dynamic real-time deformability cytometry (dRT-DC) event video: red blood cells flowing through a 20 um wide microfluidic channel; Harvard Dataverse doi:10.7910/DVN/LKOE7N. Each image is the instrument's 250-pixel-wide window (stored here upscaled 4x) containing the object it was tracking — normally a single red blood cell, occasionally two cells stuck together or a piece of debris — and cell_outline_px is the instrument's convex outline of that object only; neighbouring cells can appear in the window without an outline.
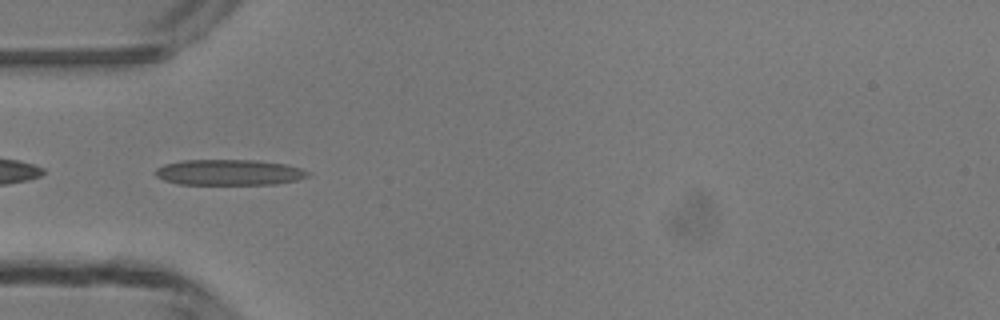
{"species": "common noctule bat (a hibernating species)", "species_latin": "Nyctalus noctula", "temperature_condition": "room temperature", "stored_images_in_passage": 48, "camera_frame_rate_fps": 3000, "um_per_image_px": 0.085, "animal": {"sex": "male", "body_mass_g": 13.3}, "frame": {"image": 1, "passage_image": 15, "time_ms": 4.667, "image_size_px": [1000, 320], "cell_outline_px": [[312, 172], [308, 176], [296, 180], [276, 184], [180, 184], [164, 180], [156, 176], [156, 168], [164, 164], [184, 160], [256, 160], [284, 164], [300, 168]], "centroid_in_image_um": [19.48, 14.65], "position_along_channel_um": 65.5, "area_um2": 22.77}}
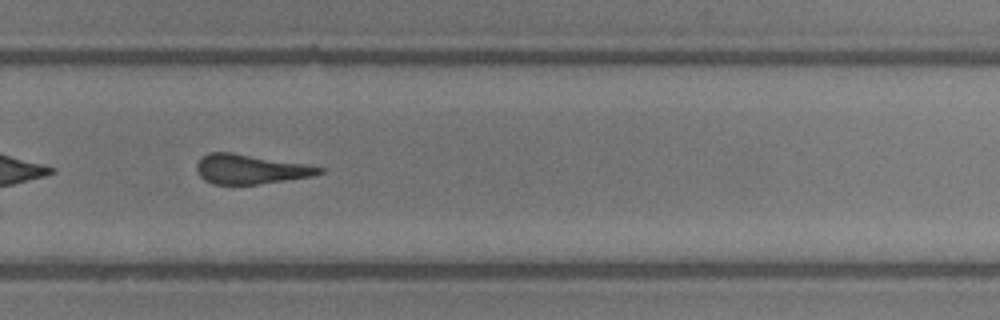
{"frame": {"image": 2, "passage_image": 32, "time_ms": 10.333, "image_size_px": [1000, 320], "cell_outline_px": [[324, 172], [312, 176], [260, 184], [212, 184], [204, 180], [200, 176], [196, 168], [196, 164], [208, 152], [232, 152], [308, 164], [324, 168]], "centroid_in_image_um": [21.3, 14.37], "position_along_channel_um": 308.5, "area_um2": 21.15}}
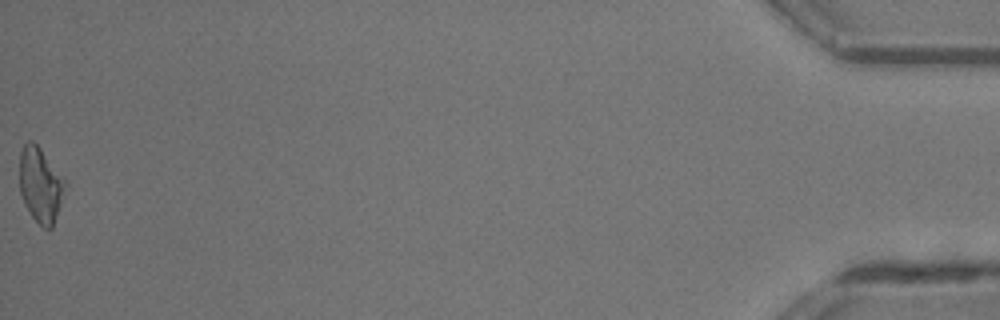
{"frame": {"image": 3, "passage_image": 48, "time_ms": 15.667, "image_size_px": [1000, 320], "cell_outline_px": [[68, 184], [52, 228], [44, 228], [32, 216], [24, 204], [20, 192], [20, 152], [24, 144], [28, 140], [32, 140], [40, 148]], "centroid_in_image_um": [3.44, 15.71], "position_along_channel_um": 431.8, "area_um2": 19.77}, "authors_computed_cell_mechanics": {"area_um2": 21.9062, "velocity_mm_per_s": 4.2885, "shape_relaxation_time_tau1_ms": 8.9331, "shape_relaxation_time_tau2_ms": 1.8122, "deformation_change_tau1": 0.2465, "deformation_change_tau2": 0.1361}}